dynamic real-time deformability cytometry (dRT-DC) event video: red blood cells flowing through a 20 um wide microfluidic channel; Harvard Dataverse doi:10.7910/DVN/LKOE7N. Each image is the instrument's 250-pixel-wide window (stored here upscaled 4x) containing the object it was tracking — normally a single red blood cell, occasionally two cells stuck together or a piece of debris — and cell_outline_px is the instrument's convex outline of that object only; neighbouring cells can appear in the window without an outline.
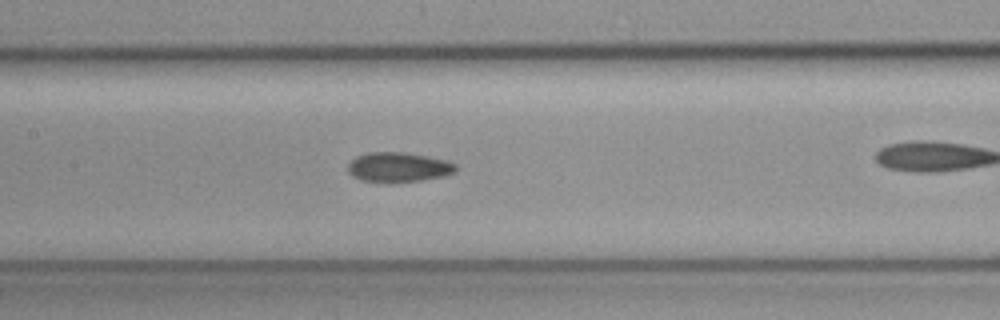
{"species": "common noctule bat (a hibernating species)", "species_latin": "Nyctalus noctula", "temperature_condition": "cold", "stored_images_in_passage": 37, "camera_frame_rate_fps": 3000, "um_per_image_px": 0.085, "animal": {"sex": "female", "body_mass_g": 19.3, "forearm_length_mm": 54.1}, "frame": {"image": 1, "passage_image": 19, "time_ms": 6.0, "image_size_px": [1000, 320], "cell_outline_px": [[456, 172], [444, 176], [420, 180], [360, 180], [352, 176], [348, 172], [348, 164], [356, 156], [368, 152], [400, 152], [424, 156], [444, 160], [456, 164]], "centroid_in_image_um": [33.85, 14.18], "position_along_channel_um": 173.5, "area_um2": 17.98}}
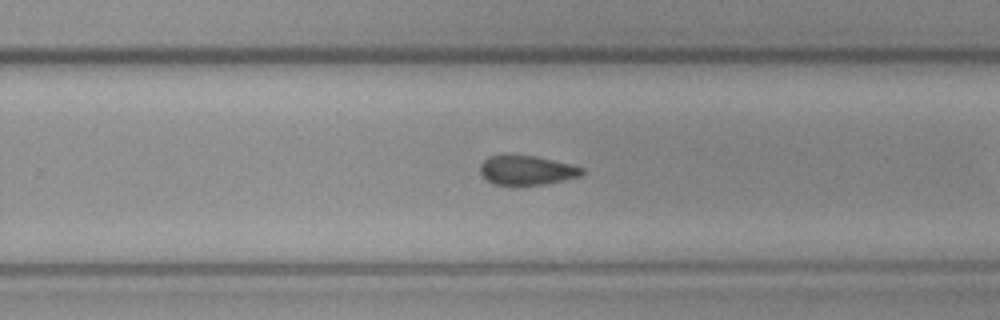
{"frame": {"image": 2, "passage_image": 28, "time_ms": 9.0, "image_size_px": [1000, 320], "cell_outline_px": [[584, 172], [580, 176], [544, 184], [492, 184], [480, 172], [480, 164], [488, 156], [500, 152], [508, 152], [536, 156], [572, 164], [584, 168]], "centroid_in_image_um": [44.73, 14.4], "position_along_channel_um": 285.1, "area_um2": 17.86}}
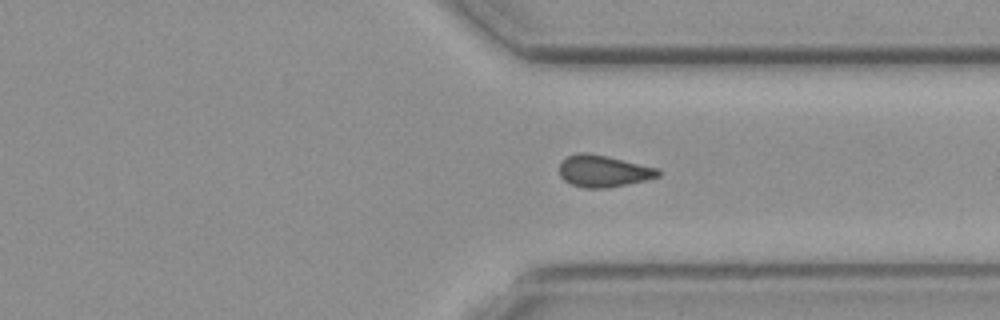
{"frame": {"image": 3, "passage_image": 34, "time_ms": 11.0, "image_size_px": [1000, 320], "cell_outline_px": [[660, 176], [644, 180], [608, 188], [584, 188], [572, 184], [564, 180], [560, 176], [560, 164], [568, 156], [580, 152], [584, 152], [608, 156], [660, 168]], "centroid_in_image_um": [51.31, 14.54], "position_along_channel_um": 360.1, "area_um2": 18.26}}